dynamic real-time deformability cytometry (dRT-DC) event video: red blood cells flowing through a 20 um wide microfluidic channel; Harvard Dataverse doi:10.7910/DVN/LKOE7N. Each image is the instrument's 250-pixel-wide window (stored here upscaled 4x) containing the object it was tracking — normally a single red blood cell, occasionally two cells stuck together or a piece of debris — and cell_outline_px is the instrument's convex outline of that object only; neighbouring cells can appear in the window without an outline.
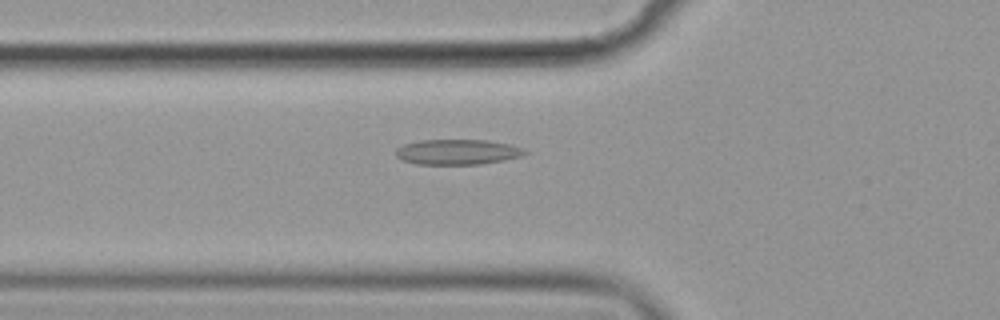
{"species": "common noctule bat (a hibernating species)", "species_latin": "Nyctalus noctula", "temperature_condition": "cold", "stored_images_in_passage": 42, "camera_frame_rate_fps": 3000, "um_per_image_px": 0.085, "animal": {"sex": "female", "body_mass_g": 19.9}, "frame": {"image": 1, "passage_image": 6, "time_ms": 1.667, "image_size_px": [1000, 320], "cell_outline_px": [[528, 152], [524, 156], [504, 160], [480, 164], [416, 164], [400, 160], [396, 156], [396, 148], [404, 144], [420, 140], [488, 140], [512, 144], [524, 148]], "centroid_in_image_um": [38.91, 12.91], "position_along_channel_um": 86.9, "area_um2": 19.25}}
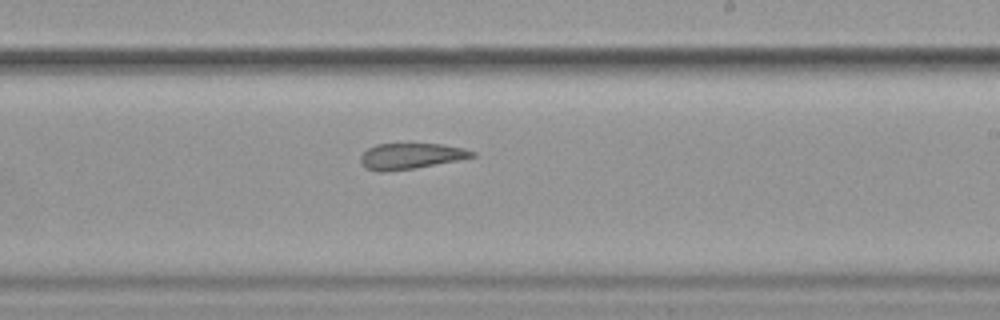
{"frame": {"image": 2, "passage_image": 20, "time_ms": 6.333, "image_size_px": [1000, 320], "cell_outline_px": [[476, 156], [456, 160], [412, 168], [368, 168], [360, 160], [360, 156], [368, 148], [376, 144], [440, 144], [464, 148], [476, 152]], "centroid_in_image_um": [35.01, 13.2], "position_along_channel_um": 254.0, "area_um2": 15.72}}
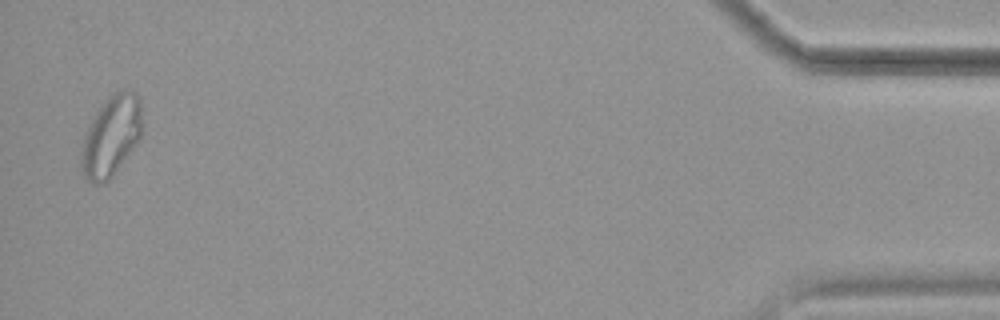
{"frame": {"image": 3, "passage_image": 41, "time_ms": 13.333, "image_size_px": [1000, 320], "cell_outline_px": [[140, 136], [132, 148], [108, 180], [100, 184], [92, 184], [84, 176], [80, 156], [84, 136], [92, 116], [108, 96], [112, 92], [120, 88], [128, 88], [136, 92], [140, 100]], "centroid_in_image_um": [9.42, 11.49], "position_along_channel_um": 425.8, "area_um2": 28.26}, "authors_computed_cell_mechanics": {"area_um2": 18.496, "velocity_mm_per_s": 3.5798, "shape_relaxation_time_tau1_ms": null, "shape_relaxation_time_tau2_ms": 5.0262, "deformation_change_tau1": null, "deformation_change_tau2": 0.1388}}